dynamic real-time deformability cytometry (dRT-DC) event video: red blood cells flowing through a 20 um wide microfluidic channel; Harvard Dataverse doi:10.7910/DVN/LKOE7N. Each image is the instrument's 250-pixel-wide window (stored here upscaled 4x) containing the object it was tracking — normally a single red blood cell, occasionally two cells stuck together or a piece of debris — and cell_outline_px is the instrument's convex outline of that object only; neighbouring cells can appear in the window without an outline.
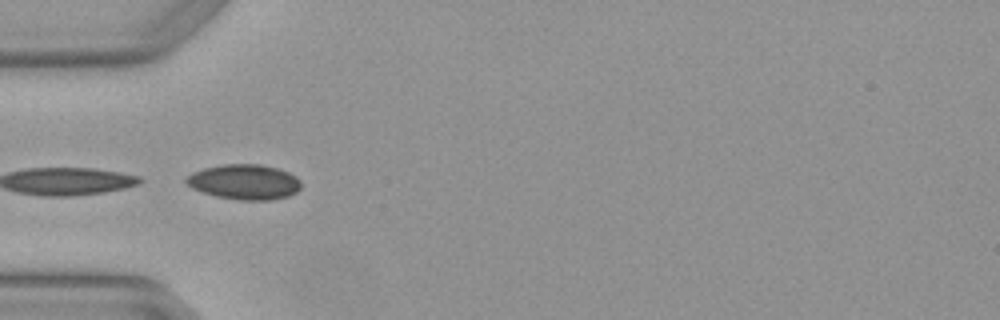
{"species": "Egyptian fruit bat (a non-hibernating species)", "species_latin": "Rousettus aegyptiacus", "temperature_condition": "warm", "stored_images_in_passage": 6, "camera_frame_rate_fps": 3000, "um_per_image_px": 0.085, "animal": {"sex": "female"}, "frame": {"image": 1, "passage_image": 5, "time_ms": 1.333, "image_size_px": [1000, 320], "cell_outline_px": [[300, 188], [296, 192], [288, 196], [268, 200], [240, 200], [216, 196], [192, 188], [184, 180], [192, 172], [204, 168], [224, 164], [260, 164], [276, 168], [288, 172], [296, 176], [300, 180]], "centroid_in_image_um": [20.78, 15.46], "position_along_channel_um": 64.2, "area_um2": 23.35}}
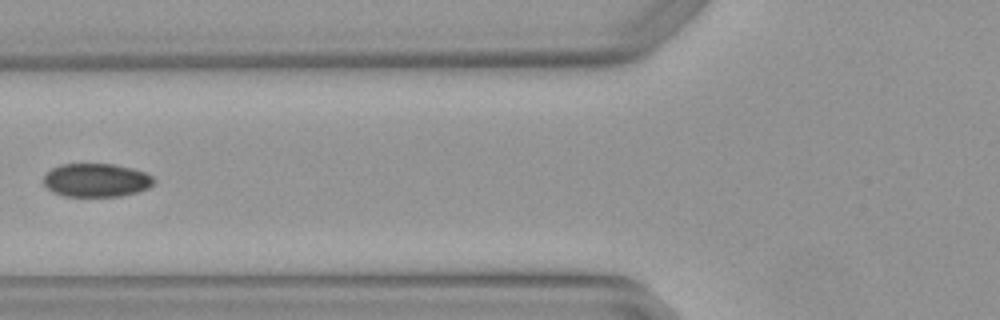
{"frame": {"image": 2, "passage_image": 6, "time_ms": 1.667, "image_size_px": [1000, 320], "cell_outline_px": [[156, 180], [148, 188], [136, 192], [120, 196], [64, 196], [52, 192], [44, 184], [44, 176], [52, 168], [60, 164], [112, 164], [132, 168], [144, 172], [152, 176]], "centroid_in_image_um": [8.18, 15.31], "position_along_channel_um": 117.6, "area_um2": 21.44}}